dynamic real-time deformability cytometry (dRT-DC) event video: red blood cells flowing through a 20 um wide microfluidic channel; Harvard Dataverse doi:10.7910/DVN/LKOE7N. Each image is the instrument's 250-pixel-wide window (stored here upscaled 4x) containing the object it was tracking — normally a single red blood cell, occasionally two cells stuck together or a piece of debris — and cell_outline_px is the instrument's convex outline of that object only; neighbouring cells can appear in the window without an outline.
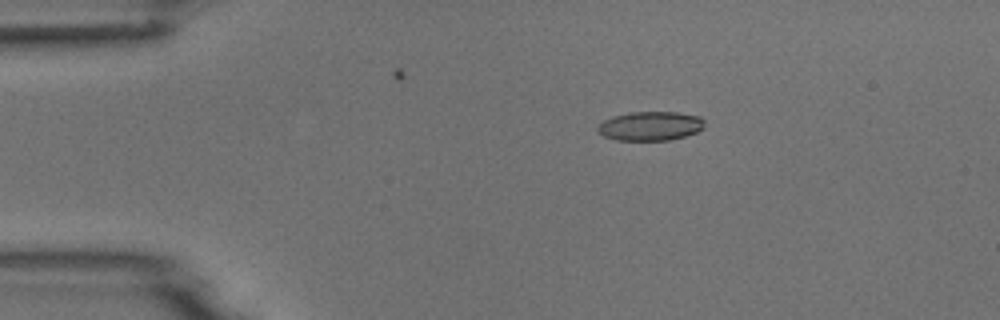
{"species": "common noctule bat (a hibernating species)", "species_latin": "Nyctalus noctula", "temperature_condition": "room temperature", "stored_images_in_passage": 5, "camera_frame_rate_fps": 3000, "um_per_image_px": 0.085, "animal": {"sex": "male", "body_mass_g": 18.8}, "frame": {"image": 1, "passage_image": 3, "time_ms": 2.333, "image_size_px": [1000, 320], "cell_outline_px": [[704, 128], [696, 132], [684, 136], [668, 140], [616, 140], [604, 136], [596, 128], [604, 120], [612, 116], [628, 112], [676, 112], [700, 116], [704, 120]], "centroid_in_image_um": [55.29, 10.7], "position_along_channel_um": 29.7, "area_um2": 18.09}}
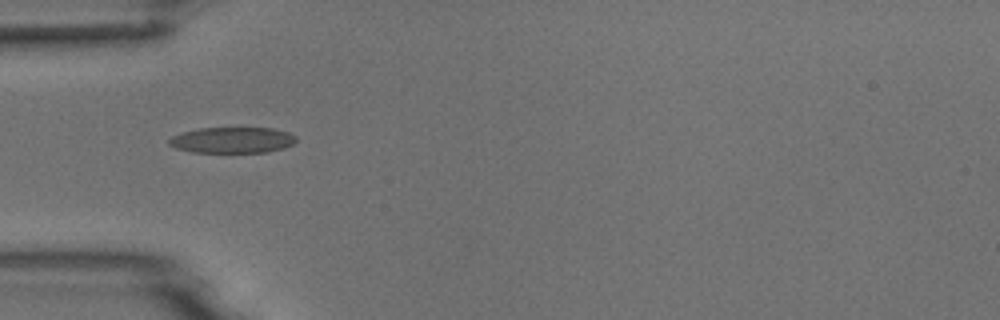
{"frame": {"image": 2, "passage_image": 5, "time_ms": 4.667, "image_size_px": [1000, 320], "cell_outline_px": [[296, 140], [292, 144], [284, 148], [268, 152], [192, 152], [176, 148], [168, 144], [168, 140], [172, 136], [184, 132], [200, 128], [272, 128], [288, 132], [296, 136]], "centroid_in_image_um": [19.76, 11.91], "position_along_channel_um": 65.2, "area_um2": 19.13}}